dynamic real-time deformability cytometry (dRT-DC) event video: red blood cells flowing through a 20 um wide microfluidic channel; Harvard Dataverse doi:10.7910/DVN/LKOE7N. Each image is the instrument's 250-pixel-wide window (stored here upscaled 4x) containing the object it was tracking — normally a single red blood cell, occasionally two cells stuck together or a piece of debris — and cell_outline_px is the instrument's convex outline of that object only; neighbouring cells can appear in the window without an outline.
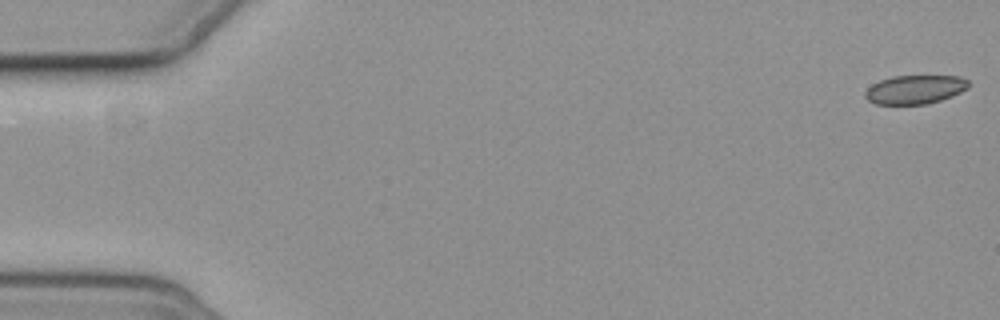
{"species": "common noctule bat (a hibernating species)", "species_latin": "Nyctalus noctula", "temperature_condition": "cold", "stored_images_in_passage": 5, "camera_frame_rate_fps": 3000, "um_per_image_px": 0.085, "animal": {"sex": "female", "body_mass_g": 19.3, "forearm_length_mm": 54.1}, "frame": {"image": 1, "passage_image": 1, "time_ms": 0.0, "image_size_px": [1000, 320], "cell_outline_px": [[968, 88], [952, 96], [928, 104], [876, 104], [868, 100], [864, 96], [864, 92], [872, 84], [880, 80], [892, 76], [960, 76], [968, 80]], "centroid_in_image_um": [77.76, 7.61], "position_along_channel_um": 7.2, "area_um2": 17.34}}
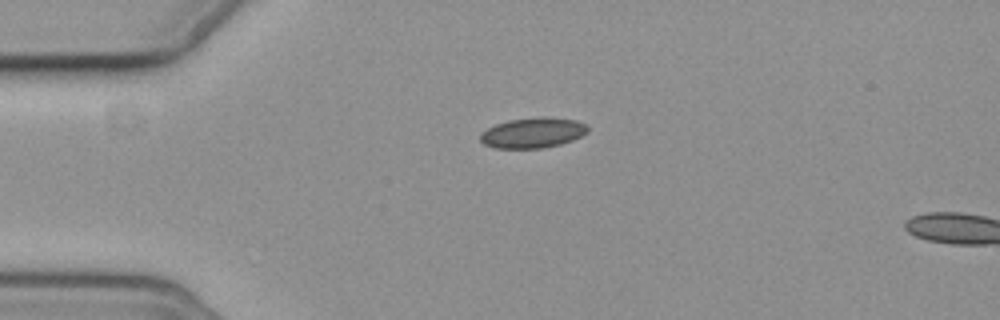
{"frame": {"image": 2, "passage_image": 4, "time_ms": 4.333, "image_size_px": [1000, 320], "cell_outline_px": [[588, 132], [572, 140], [560, 144], [544, 148], [496, 148], [484, 144], [480, 140], [480, 136], [488, 128], [496, 124], [508, 120], [544, 116], [576, 120], [588, 124]], "centroid_in_image_um": [45.33, 11.28], "position_along_channel_um": 39.7, "area_um2": 18.96}}